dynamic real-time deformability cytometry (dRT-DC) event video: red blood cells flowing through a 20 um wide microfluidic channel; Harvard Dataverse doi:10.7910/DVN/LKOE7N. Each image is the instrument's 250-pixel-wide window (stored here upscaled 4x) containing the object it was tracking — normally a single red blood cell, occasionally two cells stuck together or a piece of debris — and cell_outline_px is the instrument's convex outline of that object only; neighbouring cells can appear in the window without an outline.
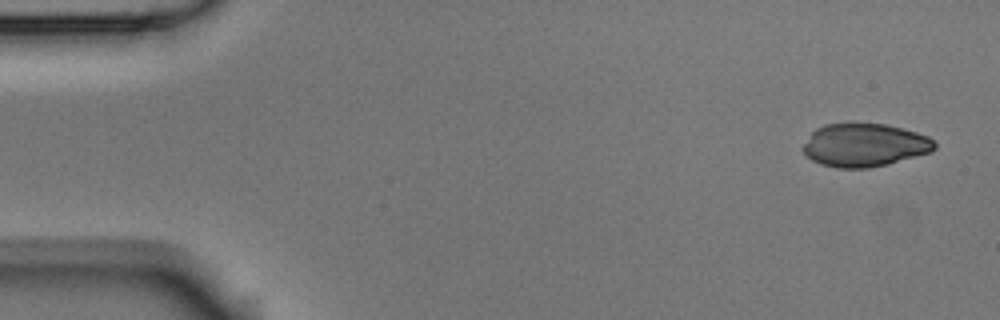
{"species": "Egyptian fruit bat (a non-hibernating species)", "species_latin": "Rousettus aegyptiacus", "temperature_condition": "room temperature", "stored_images_in_passage": 5, "camera_frame_rate_fps": 3000, "um_per_image_px": 0.085, "animal": {"sex": "male"}, "frame": {"image": 1, "passage_image": 1, "time_ms": 0.0, "image_size_px": [1000, 320], "cell_outline_px": [[936, 148], [932, 152], [888, 164], [868, 168], [836, 168], [820, 164], [812, 160], [800, 148], [812, 132], [816, 128], [824, 124], [884, 124], [916, 132], [928, 136], [936, 144]], "centroid_in_image_um": [73.47, 12.35], "position_along_channel_um": 11.5, "area_um2": 33.06}}